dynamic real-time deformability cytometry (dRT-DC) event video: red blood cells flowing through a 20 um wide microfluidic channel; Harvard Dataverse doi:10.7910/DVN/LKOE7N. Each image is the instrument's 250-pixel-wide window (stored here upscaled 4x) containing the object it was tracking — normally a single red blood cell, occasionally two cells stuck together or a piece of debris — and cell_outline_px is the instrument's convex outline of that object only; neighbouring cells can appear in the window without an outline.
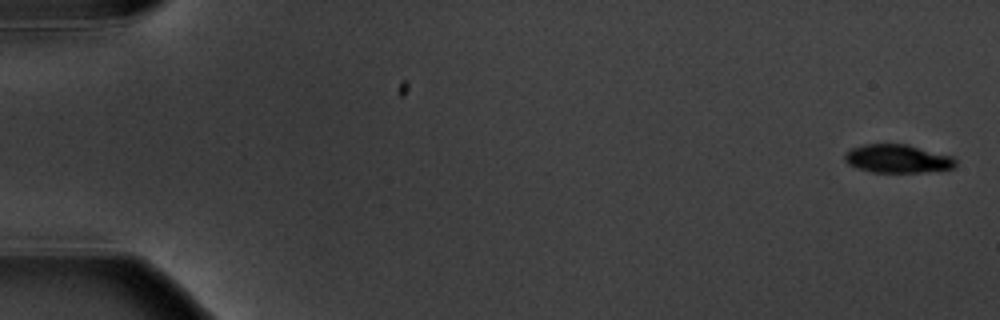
{"species": "common noctule bat (a hibernating species)", "species_latin": "Nyctalus noctula", "temperature_condition": "warm", "stored_images_in_passage": 8, "camera_frame_rate_fps": 3000, "um_per_image_px": 0.085, "animal": {"sex": "male", "body_mass_g": 20.1, "forearm_length_mm": 53.5}, "frame": {"image": 1, "passage_image": 1, "time_ms": 0.0, "image_size_px": [1000, 320], "cell_outline_px": [[956, 164], [952, 168], [924, 172], [872, 172], [856, 168], [848, 164], [844, 160], [844, 156], [852, 148], [864, 144], [908, 144], [952, 156], [956, 160]], "centroid_in_image_um": [76.28, 13.49], "position_along_channel_um": 8.7, "area_um2": 18.26}}
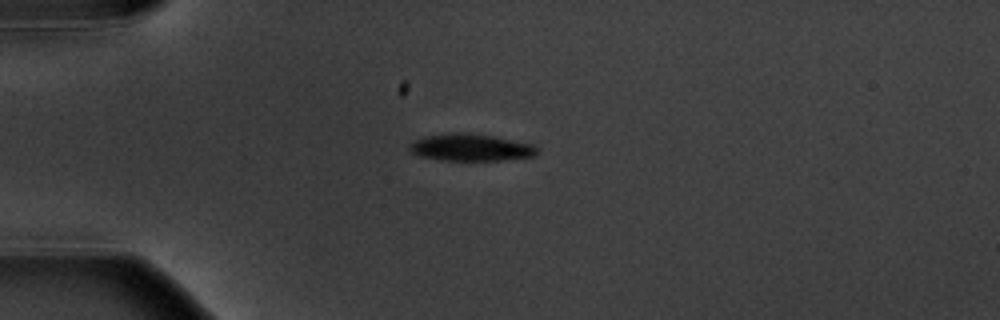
{"frame": {"image": 2, "passage_image": 5, "time_ms": 4.667, "image_size_px": [1000, 320], "cell_outline_px": [[540, 152], [536, 156], [500, 160], [444, 160], [420, 156], [412, 152], [408, 148], [408, 144], [412, 140], [424, 136], [444, 132], [468, 132], [496, 136], [536, 144], [540, 148]], "centroid_in_image_um": [40.05, 12.5], "position_along_channel_um": 44.9, "area_um2": 20.81}}
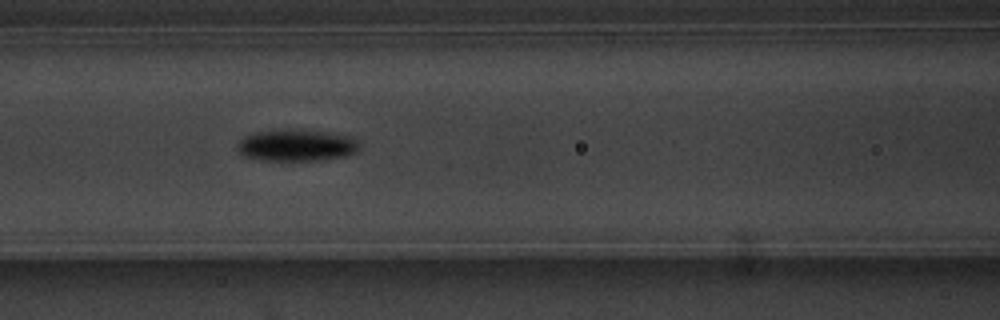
{"frame": {"image": 3, "passage_image": 8, "time_ms": 8.0, "image_size_px": [1000, 320], "cell_outline_px": [[360, 148], [356, 152], [344, 156], [320, 160], [264, 160], [244, 156], [236, 148], [240, 140], [244, 136], [256, 132], [292, 128], [328, 132], [352, 136], [360, 144]], "centroid_in_image_um": [25.23, 12.33], "position_along_channel_um": 141.4, "area_um2": 22.72}}